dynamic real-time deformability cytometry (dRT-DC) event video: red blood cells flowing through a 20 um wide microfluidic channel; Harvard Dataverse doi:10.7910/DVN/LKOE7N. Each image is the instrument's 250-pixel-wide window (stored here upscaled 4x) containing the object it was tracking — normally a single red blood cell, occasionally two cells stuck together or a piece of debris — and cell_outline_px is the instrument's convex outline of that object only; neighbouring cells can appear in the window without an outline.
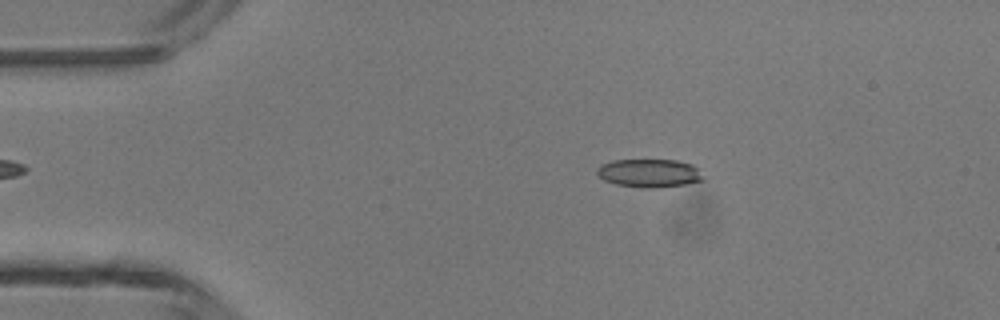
{"species": "common noctule bat (a hibernating species)", "species_latin": "Nyctalus noctula", "temperature_condition": "room temperature", "stored_images_in_passage": 44, "camera_frame_rate_fps": 3000, "um_per_image_px": 0.085, "animal": {"sex": "male", "body_mass_g": 13.3}, "frame": {"image": 1, "passage_image": 6, "time_ms": 1.667, "image_size_px": [1000, 320], "cell_outline_px": [[704, 180], [684, 184], [652, 188], [644, 188], [616, 184], [604, 180], [596, 172], [596, 168], [600, 164], [612, 160], [676, 160], [692, 164], [704, 176]], "centroid_in_image_um": [55.16, 14.71], "position_along_channel_um": 29.8, "area_um2": 17.46}}
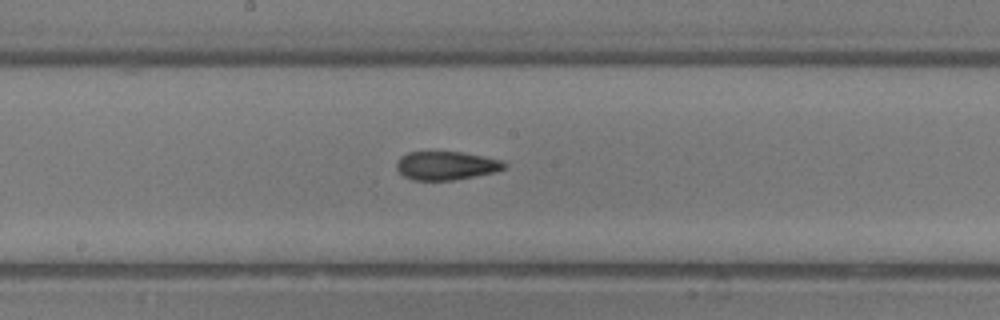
{"frame": {"image": 2, "passage_image": 22, "time_ms": 7.0, "image_size_px": [1000, 320], "cell_outline_px": [[508, 164], [504, 168], [496, 172], [452, 180], [412, 180], [404, 176], [396, 168], [396, 164], [400, 156], [408, 152], [460, 152], [484, 156], [500, 160]], "centroid_in_image_um": [37.91, 14.07], "position_along_channel_um": 210.3, "area_um2": 17.86}}
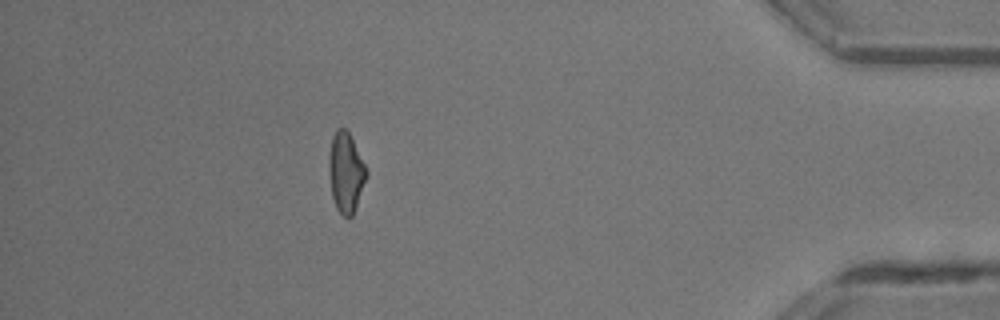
{"frame": {"image": 3, "passage_image": 39, "time_ms": 12.667, "image_size_px": [1000, 320], "cell_outline_px": [[368, 176], [356, 208], [352, 216], [344, 216], [336, 208], [332, 196], [328, 168], [328, 156], [332, 136], [336, 128], [344, 128], [348, 132], [368, 172]], "centroid_in_image_um": [29.39, 14.66], "position_along_channel_um": 405.8, "area_um2": 17.46}, "authors_computed_cell_mechanics": {"area_um2": 17.9469, "velocity_mm_per_s": 4.3758, "shape_relaxation_time_tau1_ms": 6.0117, "shape_relaxation_time_tau2_ms": 1.9185, "deformation_change_tau1": 0.1789, "deformation_change_tau2": 0.0977}}